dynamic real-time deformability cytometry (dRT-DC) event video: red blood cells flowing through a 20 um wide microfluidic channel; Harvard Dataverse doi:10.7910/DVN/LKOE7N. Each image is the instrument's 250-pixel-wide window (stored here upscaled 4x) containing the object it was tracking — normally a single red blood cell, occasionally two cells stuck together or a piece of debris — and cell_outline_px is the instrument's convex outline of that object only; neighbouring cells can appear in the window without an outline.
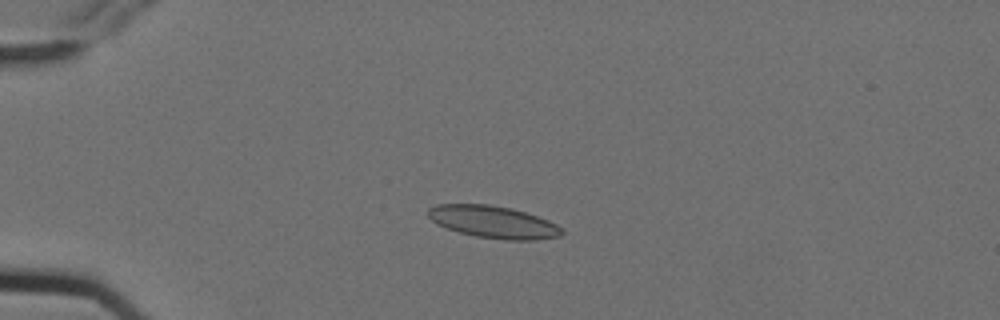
{"species": "Egyptian fruit bat (a non-hibernating species)", "species_latin": "Rousettus aegyptiacus", "temperature_condition": "cold", "stored_images_in_passage": 6, "camera_frame_rate_fps": 3000, "um_per_image_px": 0.085, "animal": {"sex": "female"}, "frame": {"image": 1, "passage_image": 4, "time_ms": 1.0, "image_size_px": [1000, 320], "cell_outline_px": [[564, 232], [560, 236], [536, 240], [504, 240], [476, 236], [460, 232], [436, 224], [428, 216], [428, 208], [436, 204], [488, 204], [512, 208], [548, 220], [564, 228]], "centroid_in_image_um": [41.95, 18.87], "position_along_channel_um": 43.1, "area_um2": 25.14}}
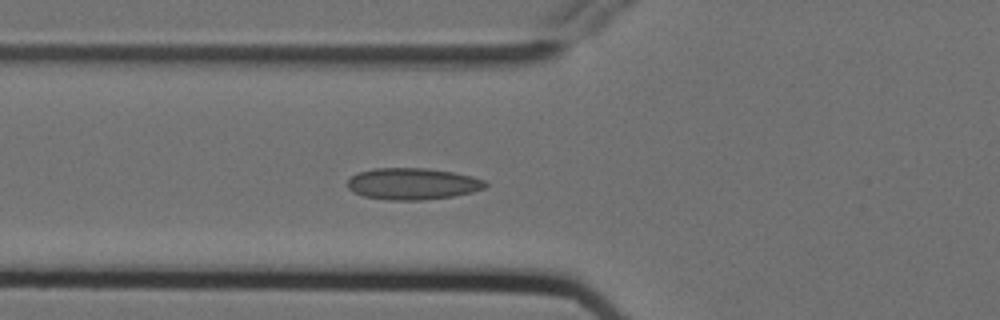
{"frame": {"image": 2, "passage_image": 6, "time_ms": 1.667, "image_size_px": [1000, 320], "cell_outline_px": [[488, 184], [484, 188], [472, 192], [452, 196], [420, 200], [388, 200], [364, 196], [352, 192], [348, 188], [348, 180], [356, 172], [372, 168], [428, 168], [452, 172], [472, 176], [484, 180]], "centroid_in_image_um": [35.04, 15.61], "position_along_channel_um": 90.8, "area_um2": 25.43}}